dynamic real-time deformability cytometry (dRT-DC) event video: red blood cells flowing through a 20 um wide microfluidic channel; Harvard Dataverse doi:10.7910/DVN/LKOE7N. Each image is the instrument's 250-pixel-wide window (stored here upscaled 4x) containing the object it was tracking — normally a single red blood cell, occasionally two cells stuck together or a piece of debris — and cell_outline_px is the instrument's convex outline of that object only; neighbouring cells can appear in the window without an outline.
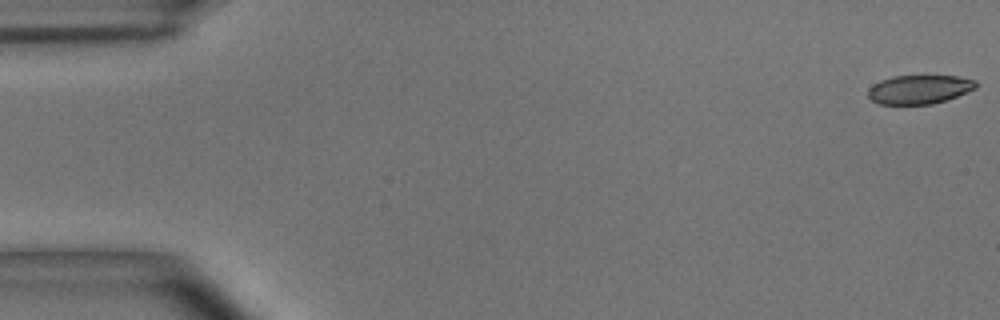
{"species": "common noctule bat (a hibernating species)", "species_latin": "Nyctalus noctula", "temperature_condition": "room temperature", "stored_images_in_passage": 55, "camera_frame_rate_fps": 3000, "um_per_image_px": 0.085, "animal": {"sex": "male", "body_mass_g": 15.6}, "frame": {"image": 1, "passage_image": 1, "time_ms": 0.0, "image_size_px": [1000, 320], "cell_outline_px": [[976, 88], [956, 96], [932, 104], [880, 104], [872, 100], [868, 96], [868, 88], [872, 84], [880, 80], [892, 76], [960, 76], [976, 80]], "centroid_in_image_um": [78.11, 7.59], "position_along_channel_um": 6.9, "area_um2": 18.09}}
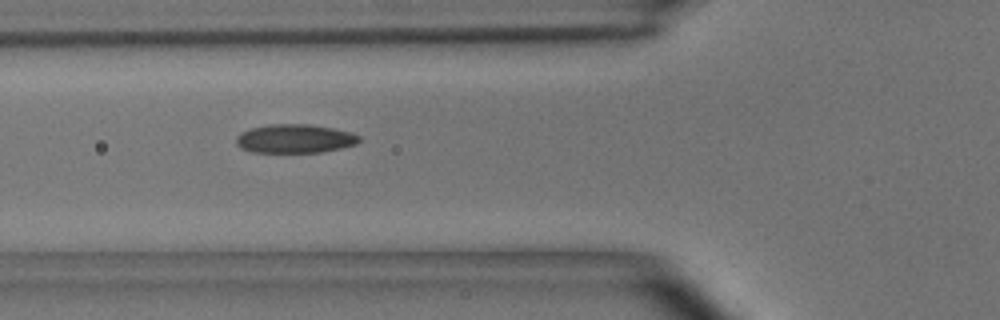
{"frame": {"image": 2, "passage_image": 20, "time_ms": 6.333, "image_size_px": [1000, 320], "cell_outline_px": [[360, 140], [356, 144], [340, 148], [320, 152], [252, 152], [240, 148], [236, 144], [236, 136], [240, 132], [248, 128], [272, 124], [312, 124], [352, 132], [360, 136]], "centroid_in_image_um": [25.03, 11.78], "position_along_channel_um": 100.8, "area_um2": 20.75}}
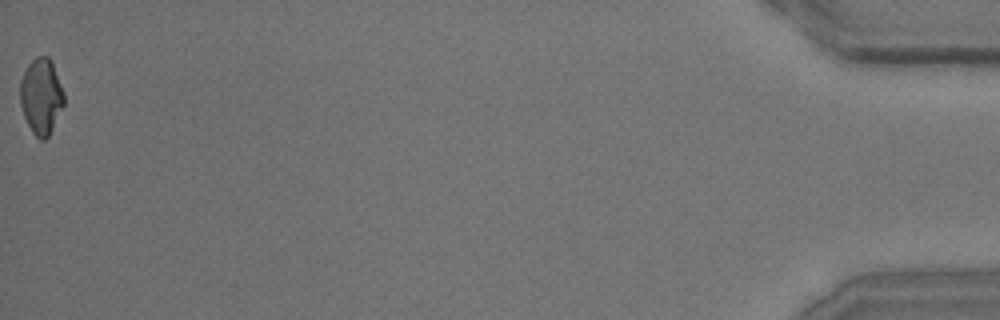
{"frame": {"image": 3, "passage_image": 55, "time_ms": 18.0, "image_size_px": [1000, 320], "cell_outline_px": [[64, 104], [48, 136], [44, 140], [40, 140], [32, 132], [24, 116], [20, 104], [20, 80], [28, 64], [36, 56], [48, 56], [52, 60], [64, 92]], "centroid_in_image_um": [3.5, 8.15], "position_along_channel_um": 431.7, "area_um2": 19.36}, "authors_computed_cell_mechanics": {"area_um2": 20.1144, "velocity_mm_per_s": 3.6554, "shape_relaxation_time_tau1_ms": 5.4253, "shape_relaxation_time_tau2_ms": 1.9258, "deformation_change_tau1": 0.1432, "deformation_change_tau2": 0.0691}}